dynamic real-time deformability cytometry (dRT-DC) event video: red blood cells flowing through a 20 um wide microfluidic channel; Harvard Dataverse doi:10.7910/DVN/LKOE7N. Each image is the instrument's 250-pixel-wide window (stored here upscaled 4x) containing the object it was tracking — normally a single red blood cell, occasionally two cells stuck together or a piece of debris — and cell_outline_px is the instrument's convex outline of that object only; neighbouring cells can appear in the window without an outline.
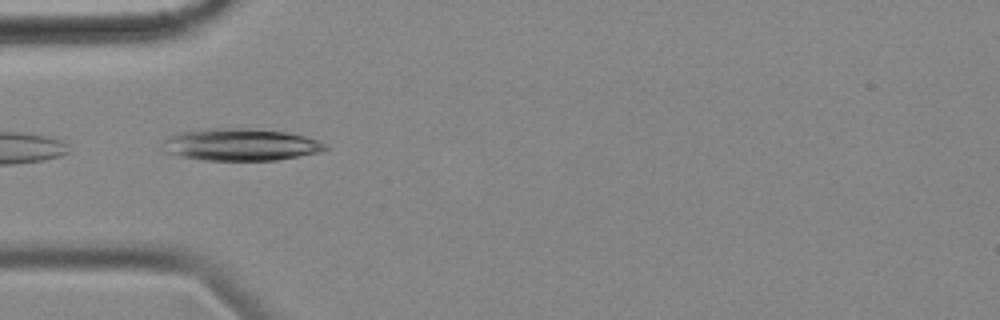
{"species": "common noctule bat (a hibernating species)", "species_latin": "Nyctalus noctula", "temperature_condition": "cold", "stored_images_in_passage": 12, "camera_frame_rate_fps": 3000, "um_per_image_px": 0.085, "animal": {"sex": "female", "body_mass_g": 18.4}, "frame": {"image": 1, "passage_image": 7, "time_ms": 2.0, "image_size_px": [1000, 320], "cell_outline_px": [[328, 148], [320, 152], [276, 160], [204, 160], [164, 152], [164, 140], [168, 136], [180, 132], [204, 128], [244, 128], [288, 132], [304, 136], [316, 140], [324, 144]], "centroid_in_image_um": [20.43, 12.28], "position_along_channel_um": 64.6, "area_um2": 30.23}}